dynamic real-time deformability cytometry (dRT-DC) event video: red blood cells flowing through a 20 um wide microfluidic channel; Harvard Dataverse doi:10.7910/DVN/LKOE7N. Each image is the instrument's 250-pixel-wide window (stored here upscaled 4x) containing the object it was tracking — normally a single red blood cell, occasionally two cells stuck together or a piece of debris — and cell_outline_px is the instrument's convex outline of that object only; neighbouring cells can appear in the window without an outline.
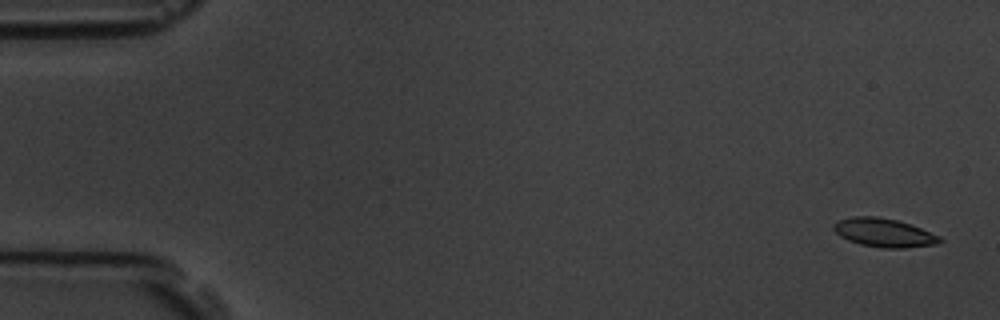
{"species": "common noctule bat (a hibernating species)", "species_latin": "Nyctalus noctula", "temperature_condition": "room temperature", "stored_images_in_passage": 4, "camera_frame_rate_fps": 3000, "um_per_image_px": 0.085, "animal": {"sex": "male", "body_mass_g": 19.5, "forearm_length_mm": 54.6}, "frame": {"image": 1, "passage_image": 1, "time_ms": 0.0, "image_size_px": [1000, 320], "cell_outline_px": [[944, 240], [936, 244], [904, 248], [880, 248], [860, 244], [848, 240], [840, 236], [832, 228], [832, 224], [840, 220], [852, 216], [876, 216], [896, 220], [920, 228], [940, 236]], "centroid_in_image_um": [75.11, 19.78], "position_along_channel_um": 9.9, "area_um2": 17.63}}
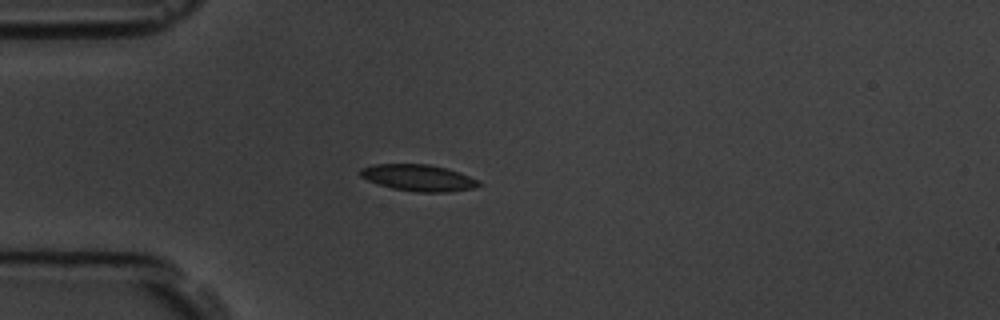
{"frame": {"image": 2, "passage_image": 4, "time_ms": 4.333, "image_size_px": [1000, 320], "cell_outline_px": [[484, 184], [476, 188], [448, 192], [412, 192], [392, 188], [368, 180], [360, 176], [360, 168], [372, 164], [428, 164], [460, 172]], "centroid_in_image_um": [35.57, 15.12], "position_along_channel_um": 49.4, "area_um2": 18.32}}